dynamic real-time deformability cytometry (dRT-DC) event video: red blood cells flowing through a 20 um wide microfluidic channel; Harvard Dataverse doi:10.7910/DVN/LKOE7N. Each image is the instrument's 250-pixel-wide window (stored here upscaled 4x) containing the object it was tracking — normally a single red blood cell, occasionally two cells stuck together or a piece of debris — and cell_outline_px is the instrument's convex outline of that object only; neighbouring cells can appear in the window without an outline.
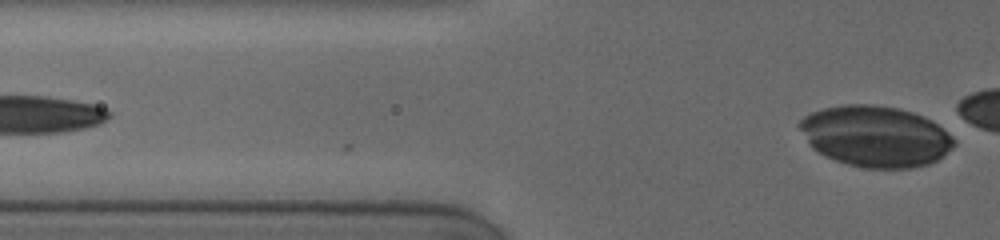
{"species": "human", "species_latin": "Homo sapiens", "temperature_condition": "cold", "stored_images_in_passage": 8, "segment_of_instrument_passage": [2, 2], "camera_frame_rate_fps": 3000, "um_per_image_px": 0.085, "donor": {"sex": "female"}, "frame": {"image": 1, "passage_image": 8, "time_ms": 3.667, "image_size_px": [1000, 240], "cell_outline_px": [[956, 144], [952, 148], [936, 160], [928, 164], [912, 168], [864, 168], [848, 164], [824, 156], [812, 148], [796, 124], [804, 116], [812, 112], [824, 108], [844, 104], [872, 104], [896, 108], [912, 112], [924, 116], [932, 120], [952, 136], [956, 140]], "centroid_in_image_um": [74.4, 11.58], "position_along_channel_um": 51.4, "area_um2": 54.97}}